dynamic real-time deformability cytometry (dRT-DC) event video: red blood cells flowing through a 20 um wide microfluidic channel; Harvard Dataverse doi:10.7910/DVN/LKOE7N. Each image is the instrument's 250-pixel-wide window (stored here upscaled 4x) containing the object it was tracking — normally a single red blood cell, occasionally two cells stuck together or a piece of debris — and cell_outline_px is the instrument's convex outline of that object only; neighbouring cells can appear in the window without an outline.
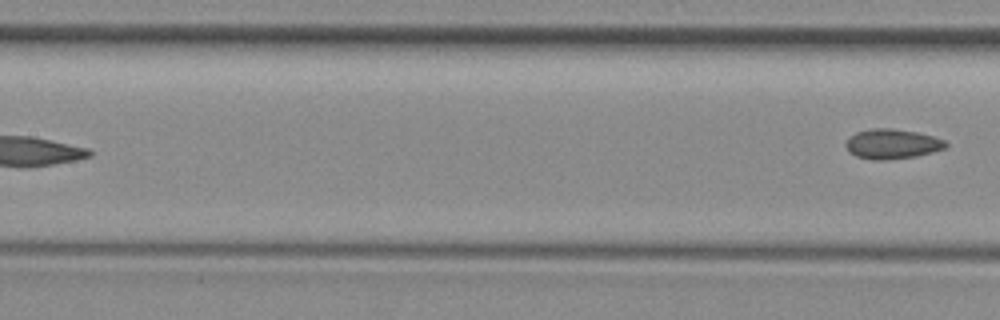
{"species": "common noctule bat (a hibernating species)", "species_latin": "Nyctalus noctula", "temperature_condition": "room temperature", "stored_images_in_passage": 9, "segment_of_instrument_passage": [2, 2], "camera_frame_rate_fps": 3000, "um_per_image_px": 0.085, "animal": {"sex": "female", "body_mass_g": 29.2, "forearm_length_mm": 56.3}, "frame": {"image": 1, "passage_image": 9, "time_ms": 10.333, "image_size_px": [1000, 320], "cell_outline_px": [[948, 144], [944, 148], [932, 152], [916, 156], [888, 160], [872, 160], [856, 156], [848, 152], [844, 144], [848, 136], [856, 132], [868, 128], [892, 128], [916, 132], [932, 136], [944, 140]], "centroid_in_image_um": [75.76, 12.23], "position_along_channel_um": 131.6, "area_um2": 17.57}}